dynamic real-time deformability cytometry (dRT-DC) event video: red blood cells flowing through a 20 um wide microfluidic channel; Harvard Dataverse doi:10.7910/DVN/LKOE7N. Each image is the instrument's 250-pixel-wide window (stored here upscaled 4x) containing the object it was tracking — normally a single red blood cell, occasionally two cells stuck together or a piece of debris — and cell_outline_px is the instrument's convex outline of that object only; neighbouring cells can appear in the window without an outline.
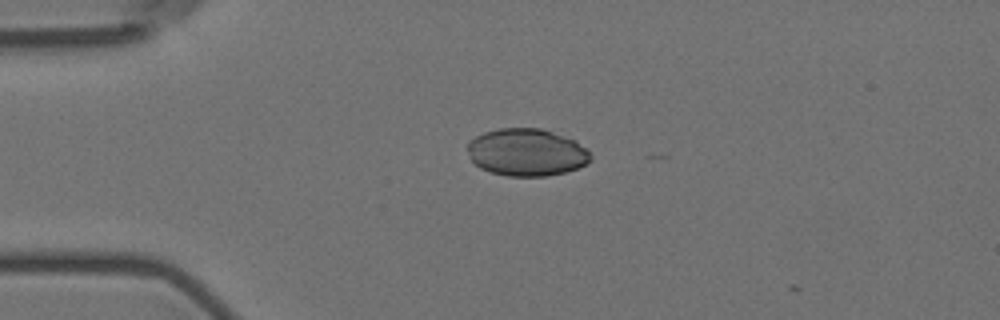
{"species": "Egyptian fruit bat (a non-hibernating species)", "species_latin": "Rousettus aegyptiacus", "temperature_condition": "room temperature", "stored_images_in_passage": 5, "camera_frame_rate_fps": 3000, "um_per_image_px": 0.085, "animal": {"sex": "female"}, "frame": {"image": 1, "passage_image": 3, "time_ms": 3.0, "image_size_px": [1000, 320], "cell_outline_px": [[592, 160], [576, 168], [564, 172], [548, 176], [508, 176], [492, 172], [480, 168], [472, 160], [468, 152], [468, 140], [484, 132], [500, 128], [540, 128], [576, 140], [592, 156]], "centroid_in_image_um": [44.75, 12.94], "position_along_channel_um": 40.3, "area_um2": 33.81}}